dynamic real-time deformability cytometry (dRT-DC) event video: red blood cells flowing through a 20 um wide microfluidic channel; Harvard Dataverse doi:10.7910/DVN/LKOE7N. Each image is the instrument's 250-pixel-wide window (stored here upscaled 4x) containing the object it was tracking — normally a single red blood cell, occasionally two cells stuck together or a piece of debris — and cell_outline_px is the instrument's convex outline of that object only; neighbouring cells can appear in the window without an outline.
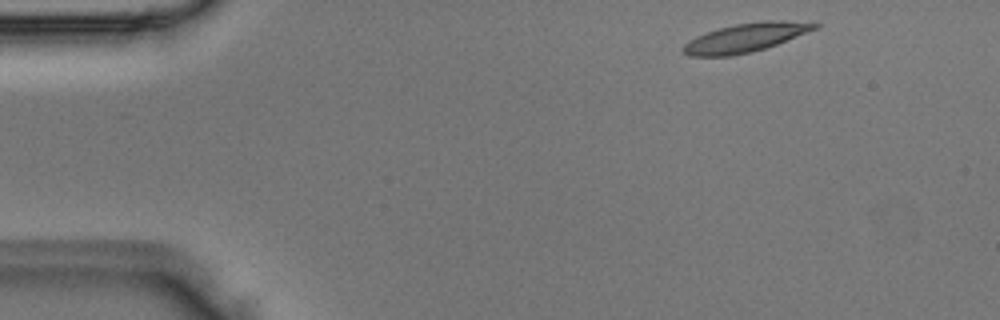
{"species": "Egyptian fruit bat (a non-hibernating species)", "species_latin": "Rousettus aegyptiacus", "temperature_condition": "room temperature", "stored_images_in_passage": 3, "camera_frame_rate_fps": 3000, "um_per_image_px": 0.085, "animal": {"sex": "male"}, "frame": {"image": 1, "passage_image": 1, "time_ms": 0.0, "image_size_px": [1000, 320], "cell_outline_px": [[820, 24], [816, 28], [776, 44], [752, 52], [732, 56], [688, 56], [680, 48], [688, 40], [696, 36], [720, 28], [736, 24], [768, 20], [780, 20]], "centroid_in_image_um": [63.28, 3.22], "position_along_channel_um": 21.7, "area_um2": 21.62}}